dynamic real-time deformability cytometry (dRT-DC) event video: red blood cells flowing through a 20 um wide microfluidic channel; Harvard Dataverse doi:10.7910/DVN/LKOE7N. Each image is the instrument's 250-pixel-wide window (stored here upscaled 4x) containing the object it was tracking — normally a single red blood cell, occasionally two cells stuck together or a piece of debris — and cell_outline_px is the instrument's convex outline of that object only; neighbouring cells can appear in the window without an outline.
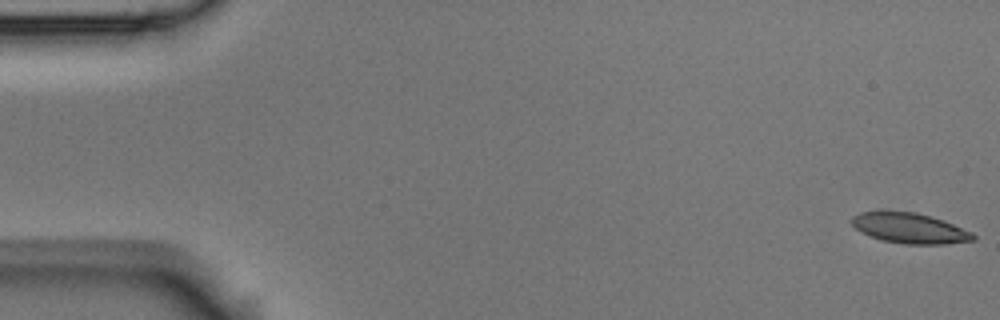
{"species": "Egyptian fruit bat (a non-hibernating species)", "species_latin": "Rousettus aegyptiacus", "temperature_condition": "room temperature", "stored_images_in_passage": 55, "camera_frame_rate_fps": 3000, "um_per_image_px": 0.085, "animal": {"sex": "male"}, "frame": {"image": 1, "passage_image": 1, "time_ms": 0.0, "image_size_px": [1000, 320], "cell_outline_px": [[976, 240], [944, 244], [908, 244], [880, 240], [868, 236], [860, 232], [852, 224], [852, 216], [860, 212], [916, 212], [944, 220], [972, 232], [976, 236]], "centroid_in_image_um": [77.34, 19.41], "position_along_channel_um": 7.7, "area_um2": 21.39}}
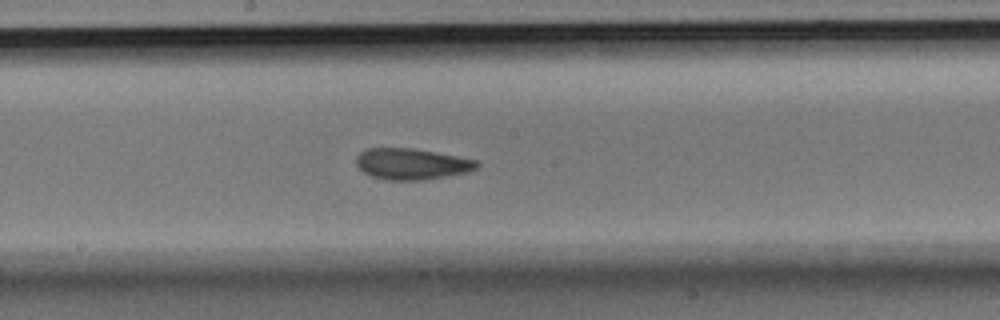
{"frame": {"image": 2, "passage_image": 29, "time_ms": 9.333, "image_size_px": [1000, 320], "cell_outline_px": [[480, 164], [476, 168], [468, 172], [420, 180], [384, 180], [372, 176], [364, 172], [356, 164], [356, 156], [360, 152], [368, 148], [412, 148], [436, 152], [476, 160]], "centroid_in_image_um": [34.97, 13.93], "position_along_channel_um": 213.2, "area_um2": 21.73}}
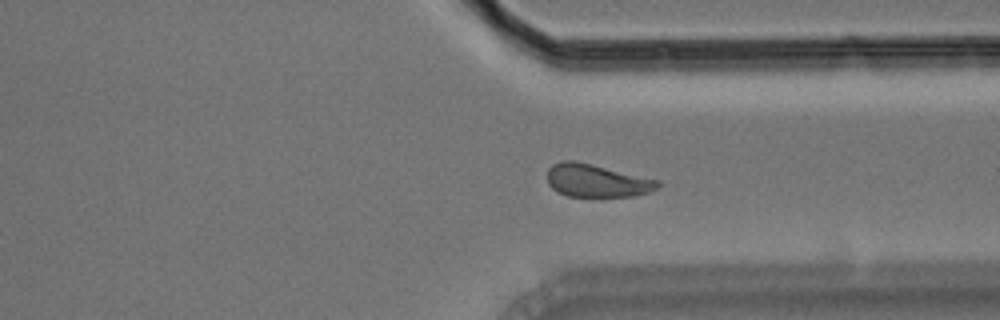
{"frame": {"image": 3, "passage_image": 41, "time_ms": 13.333, "image_size_px": [1000, 320], "cell_outline_px": [[660, 188], [648, 192], [632, 196], [600, 200], [568, 196], [556, 192], [548, 184], [548, 168], [552, 164], [560, 160], [576, 160], [660, 180]], "centroid_in_image_um": [50.72, 15.4], "position_along_channel_um": 360.7, "area_um2": 22.31}, "authors_computed_cell_mechanics": {"area_um2": 21.964, "velocity_mm_per_s": 3.6873, "shape_relaxation_time_tau1_ms": 11.211, "shape_relaxation_time_tau2_ms": 2.075, "deformation_change_tau1": 0.1941, "deformation_change_tau2": 0.0743}}